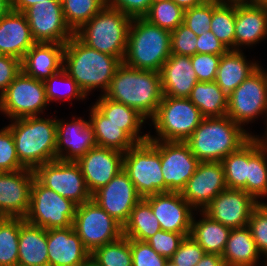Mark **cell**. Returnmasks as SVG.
<instances>
[{"mask_svg": "<svg viewBox=\"0 0 267 266\" xmlns=\"http://www.w3.org/2000/svg\"><path fill=\"white\" fill-rule=\"evenodd\" d=\"M197 53L200 54H225L228 49L211 31L204 32L197 36Z\"/></svg>", "mask_w": 267, "mask_h": 266, "instance_id": "obj_54", "label": "cell"}, {"mask_svg": "<svg viewBox=\"0 0 267 266\" xmlns=\"http://www.w3.org/2000/svg\"><path fill=\"white\" fill-rule=\"evenodd\" d=\"M23 14L36 43L65 44L75 34L65 21L61 0L38 2Z\"/></svg>", "mask_w": 267, "mask_h": 266, "instance_id": "obj_14", "label": "cell"}, {"mask_svg": "<svg viewBox=\"0 0 267 266\" xmlns=\"http://www.w3.org/2000/svg\"><path fill=\"white\" fill-rule=\"evenodd\" d=\"M189 100L206 117H222L227 114L228 96L215 81L197 82L193 87Z\"/></svg>", "mask_w": 267, "mask_h": 266, "instance_id": "obj_35", "label": "cell"}, {"mask_svg": "<svg viewBox=\"0 0 267 266\" xmlns=\"http://www.w3.org/2000/svg\"><path fill=\"white\" fill-rule=\"evenodd\" d=\"M123 170L142 198L165 192L159 140L137 143L124 153Z\"/></svg>", "mask_w": 267, "mask_h": 266, "instance_id": "obj_8", "label": "cell"}, {"mask_svg": "<svg viewBox=\"0 0 267 266\" xmlns=\"http://www.w3.org/2000/svg\"><path fill=\"white\" fill-rule=\"evenodd\" d=\"M184 10L173 0L152 3L144 16L150 23L172 32L183 23Z\"/></svg>", "mask_w": 267, "mask_h": 266, "instance_id": "obj_42", "label": "cell"}, {"mask_svg": "<svg viewBox=\"0 0 267 266\" xmlns=\"http://www.w3.org/2000/svg\"><path fill=\"white\" fill-rule=\"evenodd\" d=\"M254 4L261 6L267 10V0H251Z\"/></svg>", "mask_w": 267, "mask_h": 266, "instance_id": "obj_60", "label": "cell"}, {"mask_svg": "<svg viewBox=\"0 0 267 266\" xmlns=\"http://www.w3.org/2000/svg\"><path fill=\"white\" fill-rule=\"evenodd\" d=\"M152 4V0H108L106 6L120 10L131 18L144 17Z\"/></svg>", "mask_w": 267, "mask_h": 266, "instance_id": "obj_52", "label": "cell"}, {"mask_svg": "<svg viewBox=\"0 0 267 266\" xmlns=\"http://www.w3.org/2000/svg\"><path fill=\"white\" fill-rule=\"evenodd\" d=\"M245 57L242 50H228L221 55L215 82L226 96H229L259 68L257 62L250 63Z\"/></svg>", "mask_w": 267, "mask_h": 266, "instance_id": "obj_28", "label": "cell"}, {"mask_svg": "<svg viewBox=\"0 0 267 266\" xmlns=\"http://www.w3.org/2000/svg\"><path fill=\"white\" fill-rule=\"evenodd\" d=\"M221 55L196 53L191 56V63L198 82L215 81Z\"/></svg>", "mask_w": 267, "mask_h": 266, "instance_id": "obj_50", "label": "cell"}, {"mask_svg": "<svg viewBox=\"0 0 267 266\" xmlns=\"http://www.w3.org/2000/svg\"><path fill=\"white\" fill-rule=\"evenodd\" d=\"M14 120L8 128L19 162L25 168L35 170L44 163L56 160V119L30 116Z\"/></svg>", "mask_w": 267, "mask_h": 266, "instance_id": "obj_4", "label": "cell"}, {"mask_svg": "<svg viewBox=\"0 0 267 266\" xmlns=\"http://www.w3.org/2000/svg\"><path fill=\"white\" fill-rule=\"evenodd\" d=\"M201 220L191 222L190 236L204 249L205 253L221 255L226 247L231 228L214 221L203 211Z\"/></svg>", "mask_w": 267, "mask_h": 266, "instance_id": "obj_33", "label": "cell"}, {"mask_svg": "<svg viewBox=\"0 0 267 266\" xmlns=\"http://www.w3.org/2000/svg\"><path fill=\"white\" fill-rule=\"evenodd\" d=\"M184 238L185 236L181 233L168 232L161 229L146 242L157 254L169 260L178 250Z\"/></svg>", "mask_w": 267, "mask_h": 266, "instance_id": "obj_48", "label": "cell"}, {"mask_svg": "<svg viewBox=\"0 0 267 266\" xmlns=\"http://www.w3.org/2000/svg\"><path fill=\"white\" fill-rule=\"evenodd\" d=\"M171 32L144 17L132 18L123 63L139 70L160 72L171 56Z\"/></svg>", "mask_w": 267, "mask_h": 266, "instance_id": "obj_5", "label": "cell"}, {"mask_svg": "<svg viewBox=\"0 0 267 266\" xmlns=\"http://www.w3.org/2000/svg\"><path fill=\"white\" fill-rule=\"evenodd\" d=\"M247 227L259 253L267 257V214L259 206L253 210Z\"/></svg>", "mask_w": 267, "mask_h": 266, "instance_id": "obj_51", "label": "cell"}, {"mask_svg": "<svg viewBox=\"0 0 267 266\" xmlns=\"http://www.w3.org/2000/svg\"><path fill=\"white\" fill-rule=\"evenodd\" d=\"M29 23L22 12L11 10L0 19V54L22 60L35 44Z\"/></svg>", "mask_w": 267, "mask_h": 266, "instance_id": "obj_25", "label": "cell"}, {"mask_svg": "<svg viewBox=\"0 0 267 266\" xmlns=\"http://www.w3.org/2000/svg\"><path fill=\"white\" fill-rule=\"evenodd\" d=\"M41 1H45V0H13L12 10L23 13L27 8Z\"/></svg>", "mask_w": 267, "mask_h": 266, "instance_id": "obj_56", "label": "cell"}, {"mask_svg": "<svg viewBox=\"0 0 267 266\" xmlns=\"http://www.w3.org/2000/svg\"><path fill=\"white\" fill-rule=\"evenodd\" d=\"M65 21L75 33L105 4L101 0H61Z\"/></svg>", "mask_w": 267, "mask_h": 266, "instance_id": "obj_41", "label": "cell"}, {"mask_svg": "<svg viewBox=\"0 0 267 266\" xmlns=\"http://www.w3.org/2000/svg\"><path fill=\"white\" fill-rule=\"evenodd\" d=\"M105 5L107 4L108 0H101Z\"/></svg>", "mask_w": 267, "mask_h": 266, "instance_id": "obj_67", "label": "cell"}, {"mask_svg": "<svg viewBox=\"0 0 267 266\" xmlns=\"http://www.w3.org/2000/svg\"><path fill=\"white\" fill-rule=\"evenodd\" d=\"M23 218H0V266H18V242Z\"/></svg>", "mask_w": 267, "mask_h": 266, "instance_id": "obj_38", "label": "cell"}, {"mask_svg": "<svg viewBox=\"0 0 267 266\" xmlns=\"http://www.w3.org/2000/svg\"><path fill=\"white\" fill-rule=\"evenodd\" d=\"M94 106L112 123L120 125L121 129L137 144L149 139V133L140 135L145 118L135 109L125 104L112 101L101 95Z\"/></svg>", "mask_w": 267, "mask_h": 266, "instance_id": "obj_30", "label": "cell"}, {"mask_svg": "<svg viewBox=\"0 0 267 266\" xmlns=\"http://www.w3.org/2000/svg\"><path fill=\"white\" fill-rule=\"evenodd\" d=\"M132 266H165L168 259L144 241L131 239Z\"/></svg>", "mask_w": 267, "mask_h": 266, "instance_id": "obj_49", "label": "cell"}, {"mask_svg": "<svg viewBox=\"0 0 267 266\" xmlns=\"http://www.w3.org/2000/svg\"><path fill=\"white\" fill-rule=\"evenodd\" d=\"M34 173L43 186L71 200L77 206L92 199L81 169L75 161L56 159L38 166Z\"/></svg>", "mask_w": 267, "mask_h": 266, "instance_id": "obj_12", "label": "cell"}, {"mask_svg": "<svg viewBox=\"0 0 267 266\" xmlns=\"http://www.w3.org/2000/svg\"><path fill=\"white\" fill-rule=\"evenodd\" d=\"M12 10V2L10 0H0V19L6 16Z\"/></svg>", "mask_w": 267, "mask_h": 266, "instance_id": "obj_58", "label": "cell"}, {"mask_svg": "<svg viewBox=\"0 0 267 266\" xmlns=\"http://www.w3.org/2000/svg\"><path fill=\"white\" fill-rule=\"evenodd\" d=\"M90 259L97 266H132L131 239L122 235L116 241L95 249Z\"/></svg>", "mask_w": 267, "mask_h": 266, "instance_id": "obj_39", "label": "cell"}, {"mask_svg": "<svg viewBox=\"0 0 267 266\" xmlns=\"http://www.w3.org/2000/svg\"><path fill=\"white\" fill-rule=\"evenodd\" d=\"M159 154L165 192H181L200 161L191 152L186 142L159 140Z\"/></svg>", "mask_w": 267, "mask_h": 266, "instance_id": "obj_15", "label": "cell"}, {"mask_svg": "<svg viewBox=\"0 0 267 266\" xmlns=\"http://www.w3.org/2000/svg\"><path fill=\"white\" fill-rule=\"evenodd\" d=\"M104 96L132 107L145 119H152L163 98L160 73L132 68L122 62Z\"/></svg>", "mask_w": 267, "mask_h": 266, "instance_id": "obj_1", "label": "cell"}, {"mask_svg": "<svg viewBox=\"0 0 267 266\" xmlns=\"http://www.w3.org/2000/svg\"><path fill=\"white\" fill-rule=\"evenodd\" d=\"M34 170L0 172V216L25 218L30 206Z\"/></svg>", "mask_w": 267, "mask_h": 266, "instance_id": "obj_19", "label": "cell"}, {"mask_svg": "<svg viewBox=\"0 0 267 266\" xmlns=\"http://www.w3.org/2000/svg\"><path fill=\"white\" fill-rule=\"evenodd\" d=\"M196 266H226L221 255L205 253Z\"/></svg>", "mask_w": 267, "mask_h": 266, "instance_id": "obj_55", "label": "cell"}, {"mask_svg": "<svg viewBox=\"0 0 267 266\" xmlns=\"http://www.w3.org/2000/svg\"><path fill=\"white\" fill-rule=\"evenodd\" d=\"M25 167L19 162L15 142L8 126L0 130V172H15Z\"/></svg>", "mask_w": 267, "mask_h": 266, "instance_id": "obj_45", "label": "cell"}, {"mask_svg": "<svg viewBox=\"0 0 267 266\" xmlns=\"http://www.w3.org/2000/svg\"><path fill=\"white\" fill-rule=\"evenodd\" d=\"M252 136L227 115L206 117L186 141L200 162H221Z\"/></svg>", "mask_w": 267, "mask_h": 266, "instance_id": "obj_3", "label": "cell"}, {"mask_svg": "<svg viewBox=\"0 0 267 266\" xmlns=\"http://www.w3.org/2000/svg\"><path fill=\"white\" fill-rule=\"evenodd\" d=\"M204 249L189 235L169 259L176 266H196L204 256Z\"/></svg>", "mask_w": 267, "mask_h": 266, "instance_id": "obj_47", "label": "cell"}, {"mask_svg": "<svg viewBox=\"0 0 267 266\" xmlns=\"http://www.w3.org/2000/svg\"><path fill=\"white\" fill-rule=\"evenodd\" d=\"M58 82L65 84L66 90L64 93L61 92L62 90L60 89L61 87L60 84L58 85ZM44 85H45L46 99L48 103L60 99L63 101L75 98L78 100L80 99L83 100L86 98V95L80 89L75 80L72 77H70L64 69H61L59 72L54 73L52 76L46 79L44 81Z\"/></svg>", "mask_w": 267, "mask_h": 266, "instance_id": "obj_43", "label": "cell"}, {"mask_svg": "<svg viewBox=\"0 0 267 266\" xmlns=\"http://www.w3.org/2000/svg\"><path fill=\"white\" fill-rule=\"evenodd\" d=\"M56 124V159L76 161L90 149L97 146L89 121L78 117L77 119L73 118L70 123L56 119Z\"/></svg>", "mask_w": 267, "mask_h": 266, "instance_id": "obj_22", "label": "cell"}, {"mask_svg": "<svg viewBox=\"0 0 267 266\" xmlns=\"http://www.w3.org/2000/svg\"><path fill=\"white\" fill-rule=\"evenodd\" d=\"M165 266H176V265H174L171 261L168 260Z\"/></svg>", "mask_w": 267, "mask_h": 266, "instance_id": "obj_64", "label": "cell"}, {"mask_svg": "<svg viewBox=\"0 0 267 266\" xmlns=\"http://www.w3.org/2000/svg\"><path fill=\"white\" fill-rule=\"evenodd\" d=\"M220 1H229V2H244V1H251V0H220Z\"/></svg>", "mask_w": 267, "mask_h": 266, "instance_id": "obj_63", "label": "cell"}, {"mask_svg": "<svg viewBox=\"0 0 267 266\" xmlns=\"http://www.w3.org/2000/svg\"><path fill=\"white\" fill-rule=\"evenodd\" d=\"M262 72H263V74H264V76H265V79H266V82H267V72H266V70H265V71L262 70Z\"/></svg>", "mask_w": 267, "mask_h": 266, "instance_id": "obj_66", "label": "cell"}, {"mask_svg": "<svg viewBox=\"0 0 267 266\" xmlns=\"http://www.w3.org/2000/svg\"><path fill=\"white\" fill-rule=\"evenodd\" d=\"M21 71V60L0 54V96Z\"/></svg>", "mask_w": 267, "mask_h": 266, "instance_id": "obj_53", "label": "cell"}, {"mask_svg": "<svg viewBox=\"0 0 267 266\" xmlns=\"http://www.w3.org/2000/svg\"><path fill=\"white\" fill-rule=\"evenodd\" d=\"M18 266H49L46 229L26 221L20 226Z\"/></svg>", "mask_w": 267, "mask_h": 266, "instance_id": "obj_29", "label": "cell"}, {"mask_svg": "<svg viewBox=\"0 0 267 266\" xmlns=\"http://www.w3.org/2000/svg\"><path fill=\"white\" fill-rule=\"evenodd\" d=\"M89 125L92 127L96 145L125 153L136 143L121 129L110 122L94 105L90 109Z\"/></svg>", "mask_w": 267, "mask_h": 266, "instance_id": "obj_32", "label": "cell"}, {"mask_svg": "<svg viewBox=\"0 0 267 266\" xmlns=\"http://www.w3.org/2000/svg\"><path fill=\"white\" fill-rule=\"evenodd\" d=\"M161 230L150 204L142 198L133 208L127 223L123 226V236L146 242Z\"/></svg>", "mask_w": 267, "mask_h": 266, "instance_id": "obj_36", "label": "cell"}, {"mask_svg": "<svg viewBox=\"0 0 267 266\" xmlns=\"http://www.w3.org/2000/svg\"><path fill=\"white\" fill-rule=\"evenodd\" d=\"M212 19V0H205L201 5L184 10L183 24L200 36L210 31Z\"/></svg>", "mask_w": 267, "mask_h": 266, "instance_id": "obj_44", "label": "cell"}, {"mask_svg": "<svg viewBox=\"0 0 267 266\" xmlns=\"http://www.w3.org/2000/svg\"><path fill=\"white\" fill-rule=\"evenodd\" d=\"M226 188L221 162H200L180 194L194 210L203 211Z\"/></svg>", "mask_w": 267, "mask_h": 266, "instance_id": "obj_18", "label": "cell"}, {"mask_svg": "<svg viewBox=\"0 0 267 266\" xmlns=\"http://www.w3.org/2000/svg\"><path fill=\"white\" fill-rule=\"evenodd\" d=\"M205 117L189 98L163 96L151 119L158 133L149 140L186 142Z\"/></svg>", "mask_w": 267, "mask_h": 266, "instance_id": "obj_7", "label": "cell"}, {"mask_svg": "<svg viewBox=\"0 0 267 266\" xmlns=\"http://www.w3.org/2000/svg\"><path fill=\"white\" fill-rule=\"evenodd\" d=\"M262 69L259 66L228 96L226 115L240 126L263 113L267 117V82Z\"/></svg>", "mask_w": 267, "mask_h": 266, "instance_id": "obj_13", "label": "cell"}, {"mask_svg": "<svg viewBox=\"0 0 267 266\" xmlns=\"http://www.w3.org/2000/svg\"><path fill=\"white\" fill-rule=\"evenodd\" d=\"M196 44L197 35L183 23L171 32V54L193 56L197 53Z\"/></svg>", "mask_w": 267, "mask_h": 266, "instance_id": "obj_46", "label": "cell"}, {"mask_svg": "<svg viewBox=\"0 0 267 266\" xmlns=\"http://www.w3.org/2000/svg\"><path fill=\"white\" fill-rule=\"evenodd\" d=\"M267 36V10L252 1L236 2L235 50L253 45Z\"/></svg>", "mask_w": 267, "mask_h": 266, "instance_id": "obj_26", "label": "cell"}, {"mask_svg": "<svg viewBox=\"0 0 267 266\" xmlns=\"http://www.w3.org/2000/svg\"><path fill=\"white\" fill-rule=\"evenodd\" d=\"M183 10L201 5L205 0H173Z\"/></svg>", "mask_w": 267, "mask_h": 266, "instance_id": "obj_57", "label": "cell"}, {"mask_svg": "<svg viewBox=\"0 0 267 266\" xmlns=\"http://www.w3.org/2000/svg\"><path fill=\"white\" fill-rule=\"evenodd\" d=\"M144 199L150 204L162 230L185 237L190 235L194 209L180 192H161Z\"/></svg>", "mask_w": 267, "mask_h": 266, "instance_id": "obj_20", "label": "cell"}, {"mask_svg": "<svg viewBox=\"0 0 267 266\" xmlns=\"http://www.w3.org/2000/svg\"><path fill=\"white\" fill-rule=\"evenodd\" d=\"M258 200L242 189L226 188L203 210L214 221L231 229L247 226Z\"/></svg>", "mask_w": 267, "mask_h": 266, "instance_id": "obj_17", "label": "cell"}, {"mask_svg": "<svg viewBox=\"0 0 267 266\" xmlns=\"http://www.w3.org/2000/svg\"><path fill=\"white\" fill-rule=\"evenodd\" d=\"M236 2L212 0L210 31L226 46L235 50Z\"/></svg>", "mask_w": 267, "mask_h": 266, "instance_id": "obj_37", "label": "cell"}, {"mask_svg": "<svg viewBox=\"0 0 267 266\" xmlns=\"http://www.w3.org/2000/svg\"><path fill=\"white\" fill-rule=\"evenodd\" d=\"M258 206L267 214V204L258 201Z\"/></svg>", "mask_w": 267, "mask_h": 266, "instance_id": "obj_61", "label": "cell"}, {"mask_svg": "<svg viewBox=\"0 0 267 266\" xmlns=\"http://www.w3.org/2000/svg\"><path fill=\"white\" fill-rule=\"evenodd\" d=\"M47 252L49 266H81L91 255L73 226L48 229Z\"/></svg>", "mask_w": 267, "mask_h": 266, "instance_id": "obj_23", "label": "cell"}, {"mask_svg": "<svg viewBox=\"0 0 267 266\" xmlns=\"http://www.w3.org/2000/svg\"><path fill=\"white\" fill-rule=\"evenodd\" d=\"M131 20L120 10L105 5L75 35L87 46L123 61Z\"/></svg>", "mask_w": 267, "mask_h": 266, "instance_id": "obj_6", "label": "cell"}, {"mask_svg": "<svg viewBox=\"0 0 267 266\" xmlns=\"http://www.w3.org/2000/svg\"><path fill=\"white\" fill-rule=\"evenodd\" d=\"M246 193L256 200L267 195V149L255 136L248 140V177Z\"/></svg>", "mask_w": 267, "mask_h": 266, "instance_id": "obj_34", "label": "cell"}, {"mask_svg": "<svg viewBox=\"0 0 267 266\" xmlns=\"http://www.w3.org/2000/svg\"><path fill=\"white\" fill-rule=\"evenodd\" d=\"M163 96L189 98L198 82L191 56L171 54L160 70Z\"/></svg>", "mask_w": 267, "mask_h": 266, "instance_id": "obj_24", "label": "cell"}, {"mask_svg": "<svg viewBox=\"0 0 267 266\" xmlns=\"http://www.w3.org/2000/svg\"><path fill=\"white\" fill-rule=\"evenodd\" d=\"M92 199L123 227L142 197L128 174L121 170L105 186L95 191Z\"/></svg>", "mask_w": 267, "mask_h": 266, "instance_id": "obj_16", "label": "cell"}, {"mask_svg": "<svg viewBox=\"0 0 267 266\" xmlns=\"http://www.w3.org/2000/svg\"><path fill=\"white\" fill-rule=\"evenodd\" d=\"M43 81L21 71L0 96V111L10 120L39 116L47 107Z\"/></svg>", "mask_w": 267, "mask_h": 266, "instance_id": "obj_11", "label": "cell"}, {"mask_svg": "<svg viewBox=\"0 0 267 266\" xmlns=\"http://www.w3.org/2000/svg\"><path fill=\"white\" fill-rule=\"evenodd\" d=\"M162 1H169V0H152V3L162 2Z\"/></svg>", "mask_w": 267, "mask_h": 266, "instance_id": "obj_65", "label": "cell"}, {"mask_svg": "<svg viewBox=\"0 0 267 266\" xmlns=\"http://www.w3.org/2000/svg\"><path fill=\"white\" fill-rule=\"evenodd\" d=\"M221 164L225 173L227 188L242 189L246 192L248 177V141L237 151L225 157Z\"/></svg>", "mask_w": 267, "mask_h": 266, "instance_id": "obj_40", "label": "cell"}, {"mask_svg": "<svg viewBox=\"0 0 267 266\" xmlns=\"http://www.w3.org/2000/svg\"><path fill=\"white\" fill-rule=\"evenodd\" d=\"M123 157L122 152L96 146L75 161L91 194L123 170Z\"/></svg>", "mask_w": 267, "mask_h": 266, "instance_id": "obj_21", "label": "cell"}, {"mask_svg": "<svg viewBox=\"0 0 267 266\" xmlns=\"http://www.w3.org/2000/svg\"><path fill=\"white\" fill-rule=\"evenodd\" d=\"M73 228L90 253L123 235V227L93 199L76 207Z\"/></svg>", "mask_w": 267, "mask_h": 266, "instance_id": "obj_10", "label": "cell"}, {"mask_svg": "<svg viewBox=\"0 0 267 266\" xmlns=\"http://www.w3.org/2000/svg\"><path fill=\"white\" fill-rule=\"evenodd\" d=\"M64 46L59 43H35L21 60L22 71L44 82L63 69Z\"/></svg>", "mask_w": 267, "mask_h": 266, "instance_id": "obj_27", "label": "cell"}, {"mask_svg": "<svg viewBox=\"0 0 267 266\" xmlns=\"http://www.w3.org/2000/svg\"><path fill=\"white\" fill-rule=\"evenodd\" d=\"M266 121H267V119H266ZM267 123V122H266ZM267 125V124H266ZM265 135L266 136H263V138L262 137H257V135L255 136L256 137V139L260 142V144H261V146H263L264 148H266L267 149V127H266V131H265Z\"/></svg>", "mask_w": 267, "mask_h": 266, "instance_id": "obj_59", "label": "cell"}, {"mask_svg": "<svg viewBox=\"0 0 267 266\" xmlns=\"http://www.w3.org/2000/svg\"><path fill=\"white\" fill-rule=\"evenodd\" d=\"M77 205L43 186L36 178L31 186L30 206L25 221L44 229L73 226Z\"/></svg>", "mask_w": 267, "mask_h": 266, "instance_id": "obj_9", "label": "cell"}, {"mask_svg": "<svg viewBox=\"0 0 267 266\" xmlns=\"http://www.w3.org/2000/svg\"><path fill=\"white\" fill-rule=\"evenodd\" d=\"M81 266H97L91 259Z\"/></svg>", "mask_w": 267, "mask_h": 266, "instance_id": "obj_62", "label": "cell"}, {"mask_svg": "<svg viewBox=\"0 0 267 266\" xmlns=\"http://www.w3.org/2000/svg\"><path fill=\"white\" fill-rule=\"evenodd\" d=\"M121 63L118 57L87 46L75 34L64 46L63 69L86 96L96 88L104 95Z\"/></svg>", "mask_w": 267, "mask_h": 266, "instance_id": "obj_2", "label": "cell"}, {"mask_svg": "<svg viewBox=\"0 0 267 266\" xmlns=\"http://www.w3.org/2000/svg\"><path fill=\"white\" fill-rule=\"evenodd\" d=\"M259 253L250 229H232L222 254L226 266H257Z\"/></svg>", "mask_w": 267, "mask_h": 266, "instance_id": "obj_31", "label": "cell"}]
</instances>
